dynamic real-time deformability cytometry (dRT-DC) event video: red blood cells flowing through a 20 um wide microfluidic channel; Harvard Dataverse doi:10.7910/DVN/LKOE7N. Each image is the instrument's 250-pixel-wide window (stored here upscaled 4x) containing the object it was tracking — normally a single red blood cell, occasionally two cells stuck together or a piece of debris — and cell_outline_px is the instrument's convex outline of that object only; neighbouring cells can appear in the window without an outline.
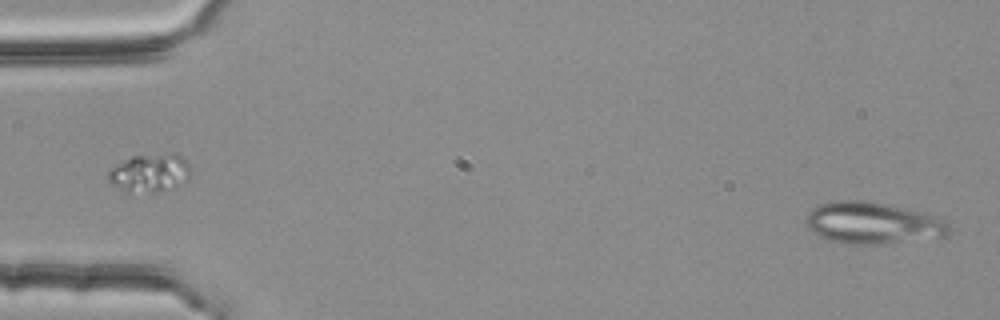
{"species": "common noctule bat (a hibernating species)", "species_latin": "Nyctalus noctula", "temperature_condition": "room temperature", "stored_images_in_passage": 52, "segment_of_instrument_passage": [1, 2], "camera_frame_rate_fps": 3000, "um_per_image_px": 0.085, "animal": {"sex": "female", "body_mass_g": 25.1}, "frame": {"image": 1, "passage_image": 1, "time_ms": 0.0, "image_size_px": [1000, 320], "cell_outline_px": [[952, 232], [944, 236], [876, 244], [848, 244], [828, 240], [816, 236], [808, 228], [804, 220], [808, 212], [812, 208], [820, 204], [836, 200], [864, 200], [884, 204], [920, 212], [936, 216], [944, 220], [952, 228]], "centroid_in_image_um": [74.12, 18.96], "position_along_channel_um": 10.9, "area_um2": 34.68}}